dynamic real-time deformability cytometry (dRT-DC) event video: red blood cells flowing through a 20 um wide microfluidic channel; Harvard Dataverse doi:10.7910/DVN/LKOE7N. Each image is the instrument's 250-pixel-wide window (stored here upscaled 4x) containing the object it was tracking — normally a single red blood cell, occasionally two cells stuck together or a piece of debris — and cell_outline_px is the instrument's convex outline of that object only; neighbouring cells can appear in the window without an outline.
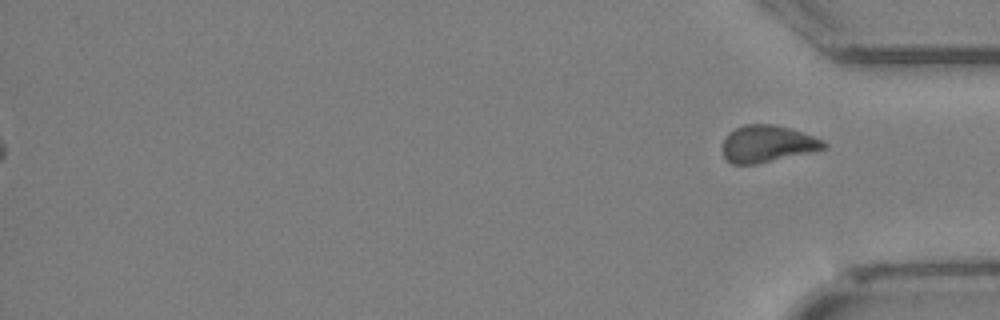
{"species": "Egyptian fruit bat (a non-hibernating species)", "species_latin": "Rousettus aegyptiacus", "temperature_condition": "cold", "stored_images_in_passage": 25, "segment_of_instrument_passage": [2, 2], "camera_frame_rate_fps": 3000, "um_per_image_px": 0.085, "animal": {"sex": "female"}, "frame": {"image": 1, "passage_image": 25, "time_ms": 8.0, "image_size_px": [1000, 320], "cell_outline_px": [[828, 148], [816, 152], [756, 164], [732, 164], [724, 156], [724, 140], [728, 132], [744, 124], [772, 124], [788, 128], [824, 140], [828, 144]], "centroid_in_image_um": [65.28, 12.24], "position_along_channel_um": 369.9, "area_um2": 21.85}}